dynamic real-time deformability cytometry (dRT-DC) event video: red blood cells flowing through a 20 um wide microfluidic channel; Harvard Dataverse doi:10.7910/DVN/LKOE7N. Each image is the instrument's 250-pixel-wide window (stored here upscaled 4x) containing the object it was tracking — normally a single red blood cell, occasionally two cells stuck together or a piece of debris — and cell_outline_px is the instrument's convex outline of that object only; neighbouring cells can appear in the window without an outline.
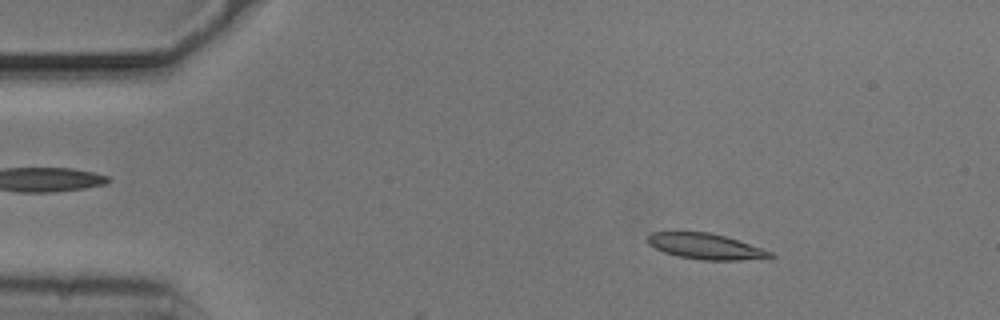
{"species": "common noctule bat (a hibernating species)", "species_latin": "Nyctalus noctula", "temperature_condition": "cold", "stored_images_in_passage": 5, "camera_frame_rate_fps": 3000, "um_per_image_px": 0.085, "animal": {"sex": "male", "body_mass_g": 20.5, "forearm_length_mm": 52.5}, "frame": {"image": 1, "passage_image": 2, "time_ms": 0.333, "image_size_px": [1000, 320], "cell_outline_px": [[776, 256], [768, 260], [700, 260], [680, 256], [664, 252], [648, 244], [648, 232], [712, 232], [772, 252]], "centroid_in_image_um": [60.03, 20.96], "position_along_channel_um": 25.0, "area_um2": 18.44}}